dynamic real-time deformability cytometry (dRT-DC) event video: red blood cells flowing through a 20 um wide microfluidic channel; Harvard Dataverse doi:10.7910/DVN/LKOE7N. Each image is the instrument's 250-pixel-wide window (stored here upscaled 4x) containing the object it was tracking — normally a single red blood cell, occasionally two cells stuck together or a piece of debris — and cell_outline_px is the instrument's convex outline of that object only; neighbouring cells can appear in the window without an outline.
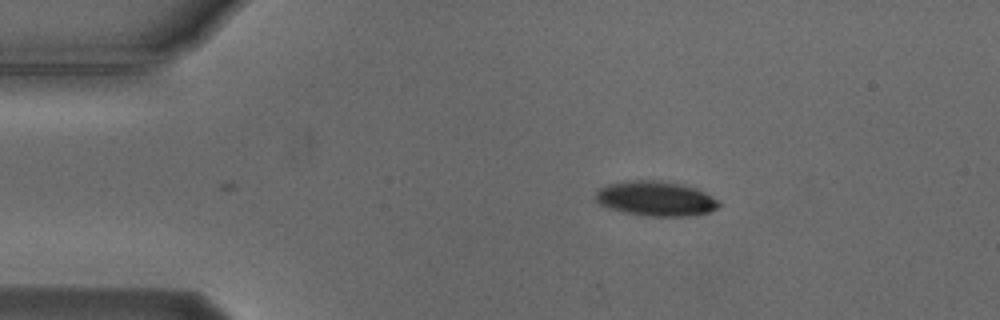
{"species": "Egyptian fruit bat (a non-hibernating species)", "species_latin": "Rousettus aegyptiacus", "temperature_condition": "cold", "stored_images_in_passage": 38, "camera_frame_rate_fps": 3000, "um_per_image_px": 0.085, "animal": {"sex": "male"}, "frame": {"image": 1, "passage_image": 1, "time_ms": 0.0, "image_size_px": [1000, 320], "cell_outline_px": [[720, 204], [716, 208], [708, 212], [688, 216], [652, 216], [624, 212], [608, 208], [600, 204], [596, 200], [596, 192], [600, 188], [608, 184], [628, 180], [660, 180], [684, 184], [696, 188], [712, 196]], "centroid_in_image_um": [55.72, 16.86], "position_along_channel_um": 29.3, "area_um2": 24.91}}
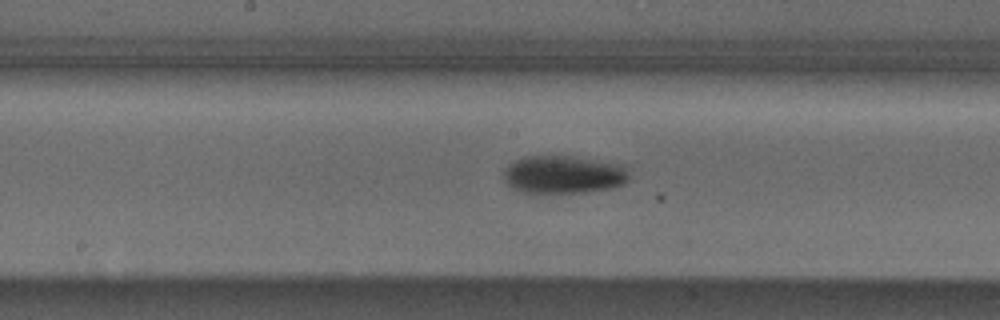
{"frame": {"image": 2, "passage_image": 19, "time_ms": 6.0, "image_size_px": [1000, 320], "cell_outline_px": [[628, 180], [624, 184], [612, 188], [584, 192], [520, 192], [512, 188], [504, 180], [504, 168], [508, 164], [524, 156], [572, 156], [624, 164], [628, 172]], "centroid_in_image_um": [47.91, 14.83], "position_along_channel_um": 200.3, "area_um2": 27.86}}
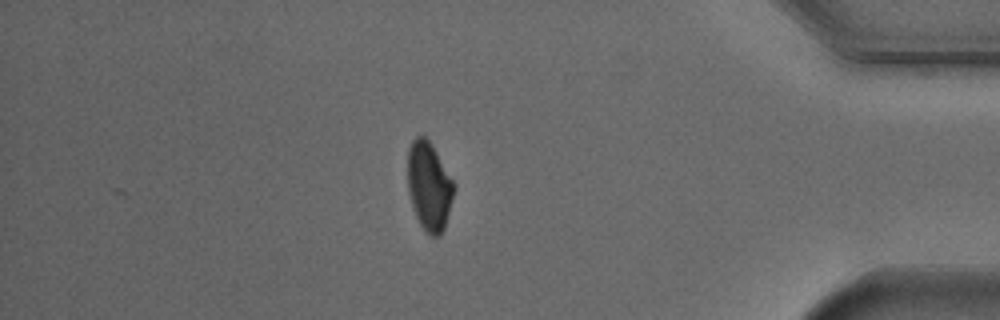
{"frame": {"image": 3, "passage_image": 38, "time_ms": 12.333, "image_size_px": [1000, 320], "cell_outline_px": [[456, 184], [444, 228], [440, 236], [432, 236], [424, 232], [416, 216], [408, 192], [408, 148], [412, 140], [416, 136], [424, 136], [432, 144]], "centroid_in_image_um": [36.47, 15.81], "position_along_channel_um": 398.7, "area_um2": 23.93}, "authors_computed_cell_mechanics": {"area_um2": 27.5417, "velocity_mm_per_s": 3.7493, "shape_relaxation_time_tau1_ms": 2.4805, "shape_relaxation_time_tau2_ms": null, "deformation_change_tau1": 0.1131, "deformation_change_tau2": null}}